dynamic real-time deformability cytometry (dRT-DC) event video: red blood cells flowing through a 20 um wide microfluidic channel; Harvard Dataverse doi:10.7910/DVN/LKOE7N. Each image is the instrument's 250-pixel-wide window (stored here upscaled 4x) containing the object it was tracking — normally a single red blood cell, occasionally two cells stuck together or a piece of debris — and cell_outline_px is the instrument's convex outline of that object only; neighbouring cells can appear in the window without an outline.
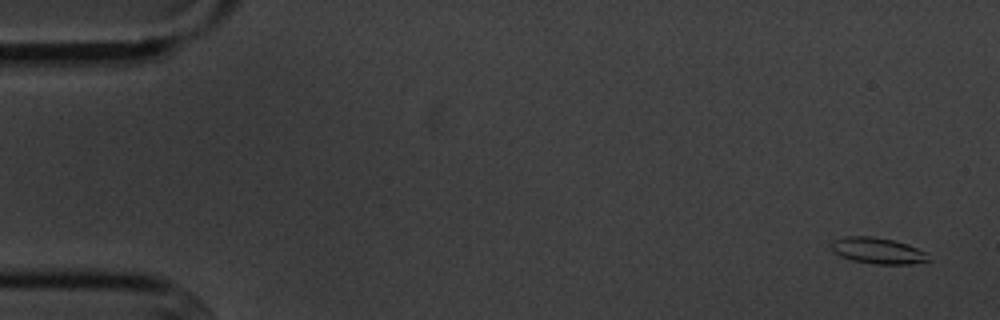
{"species": "common noctule bat (a hibernating species)", "species_latin": "Nyctalus noctula", "temperature_condition": "cold", "stored_images_in_passage": 5, "segment_of_instrument_passage": [1, 2], "camera_frame_rate_fps": 3000, "um_per_image_px": 0.085, "animal": {"sex": "male", "body_mass_g": 20.1, "forearm_length_mm": 53.5}, "frame": {"image": 1, "passage_image": 1, "time_ms": 0.0, "image_size_px": [1000, 320], "cell_outline_px": [[932, 260], [912, 264], [872, 264], [852, 260], [840, 256], [832, 252], [832, 240], [844, 236], [872, 236], [892, 240], [908, 244], [928, 252]], "centroid_in_image_um": [74.64, 21.31], "position_along_channel_um": 10.4, "area_um2": 15.09}}
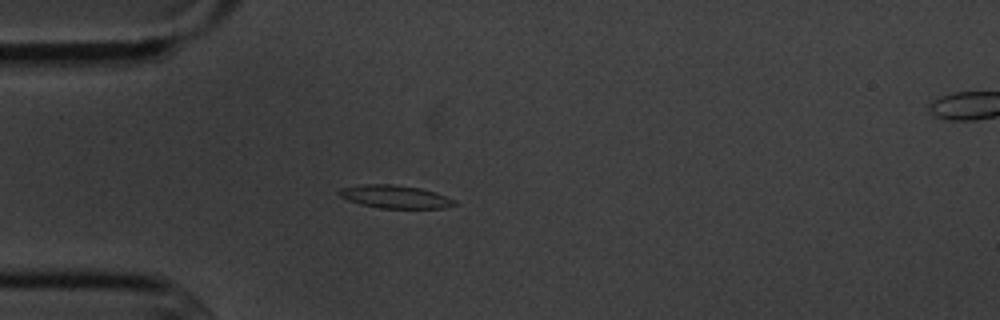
{"frame": {"image": 2, "passage_image": 4, "time_ms": 4.333, "image_size_px": [1000, 320], "cell_outline_px": [[460, 204], [444, 208], [380, 208], [360, 204], [348, 200], [340, 196], [336, 192], [340, 188], [364, 184], [392, 184], [420, 188], [436, 192], [456, 200]], "centroid_in_image_um": [33.61, 16.72], "position_along_channel_um": 51.4, "area_um2": 15.61}}